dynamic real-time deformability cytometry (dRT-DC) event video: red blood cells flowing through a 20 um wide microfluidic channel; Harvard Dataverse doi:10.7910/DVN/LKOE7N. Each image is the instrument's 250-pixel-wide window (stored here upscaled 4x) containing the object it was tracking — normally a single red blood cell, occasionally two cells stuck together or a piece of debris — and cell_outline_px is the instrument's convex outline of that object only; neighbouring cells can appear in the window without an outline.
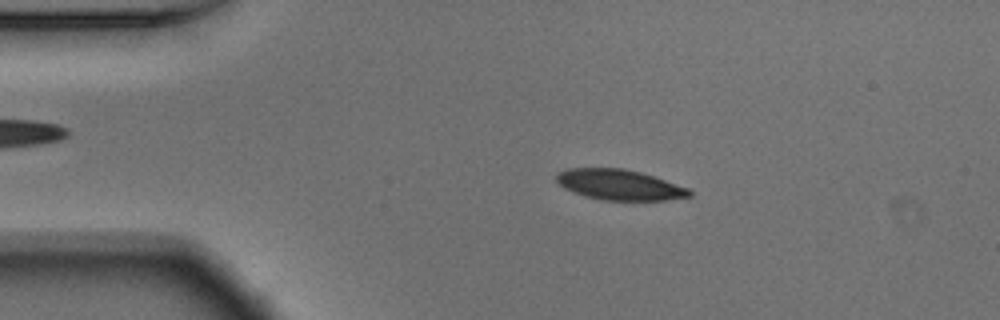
{"species": "Egyptian fruit bat (a non-hibernating species)", "species_latin": "Rousettus aegyptiacus", "temperature_condition": "warm", "stored_images_in_passage": 52, "camera_frame_rate_fps": 3000, "um_per_image_px": 0.085, "animal": {"sex": "male"}, "frame": {"image": 1, "passage_image": 9, "time_ms": 2.667, "image_size_px": [1000, 320], "cell_outline_px": [[692, 196], [664, 200], [600, 200], [584, 196], [572, 192], [564, 188], [556, 180], [556, 176], [560, 172], [568, 168], [624, 168], [640, 172], [688, 188], [692, 192]], "centroid_in_image_um": [52.63, 15.71], "position_along_channel_um": 32.4, "area_um2": 23.47}}
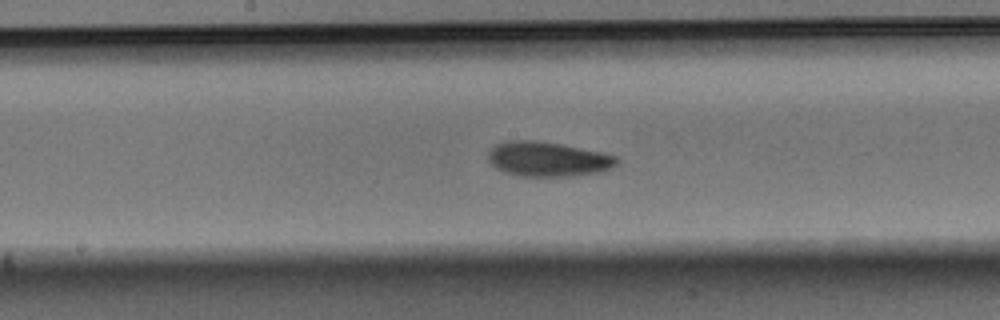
{"frame": {"image": 2, "passage_image": 26, "time_ms": 8.333, "image_size_px": [1000, 320], "cell_outline_px": [[620, 160], [612, 168], [600, 172], [576, 176], [520, 176], [504, 172], [496, 168], [488, 160], [488, 152], [496, 144], [508, 140], [536, 140], [560, 144], [600, 152], [616, 156]], "centroid_in_image_um": [46.56, 13.53], "position_along_channel_um": 201.6, "area_um2": 26.07}}
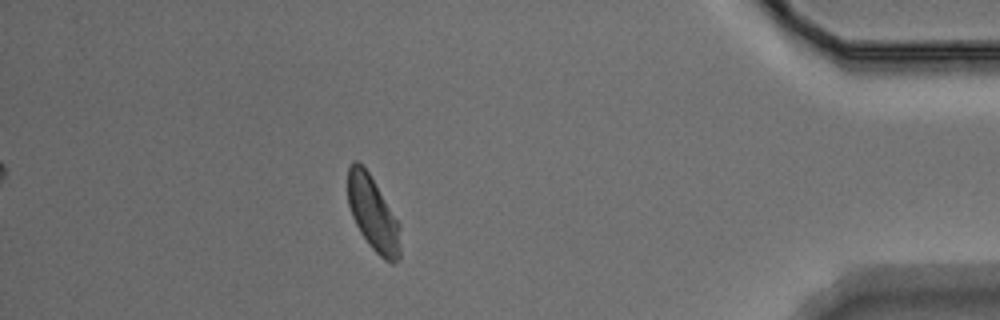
{"frame": {"image": 3, "passage_image": 46, "time_ms": 15.0, "image_size_px": [1000, 320], "cell_outline_px": [[400, 260], [392, 264], [384, 260], [372, 248], [360, 232], [352, 216], [348, 204], [348, 168], [352, 160], [356, 160], [368, 172], [400, 224]], "centroid_in_image_um": [31.71, 18.2], "position_along_channel_um": 403.5, "area_um2": 22.6}, "authors_computed_cell_mechanics": {"area_um2": 24.276, "velocity_mm_per_s": 3.7243, "shape_relaxation_time_tau1_ms": 3.0805, "shape_relaxation_time_tau2_ms": 10.3218, "deformation_change_tau1": 0.0914, "deformation_change_tau2": 0.1636}}